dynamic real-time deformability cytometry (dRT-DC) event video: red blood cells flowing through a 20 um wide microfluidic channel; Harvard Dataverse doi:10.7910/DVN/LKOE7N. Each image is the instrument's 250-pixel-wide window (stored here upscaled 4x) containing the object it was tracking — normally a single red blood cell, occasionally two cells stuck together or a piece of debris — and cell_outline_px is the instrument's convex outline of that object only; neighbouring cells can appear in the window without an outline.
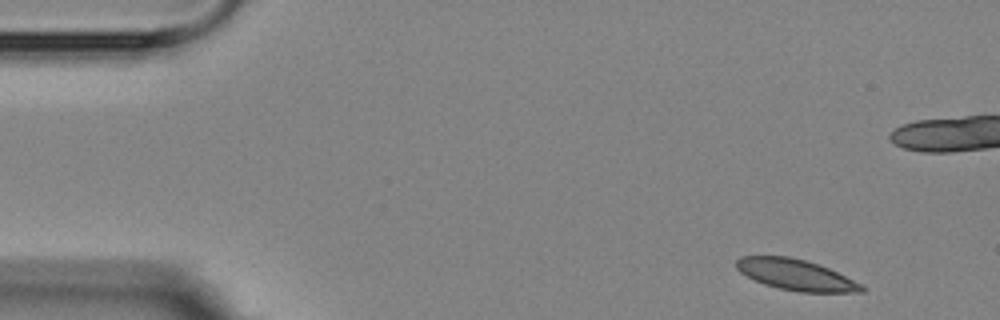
{"species": "Egyptian fruit bat (a non-hibernating species)", "species_latin": "Rousettus aegyptiacus", "temperature_condition": "room temperature", "stored_images_in_passage": 8, "camera_frame_rate_fps": 3000, "um_per_image_px": 0.085, "animal": {"sex": "female"}, "frame": {"image": 1, "passage_image": 1, "time_ms": 0.0, "image_size_px": [1000, 320], "cell_outline_px": [[864, 292], [800, 292], [780, 288], [764, 284], [740, 272], [736, 268], [736, 260], [740, 256], [788, 256], [804, 260], [828, 268], [860, 284], [864, 288]], "centroid_in_image_um": [67.6, 23.35], "position_along_channel_um": 17.4, "area_um2": 22.08}}
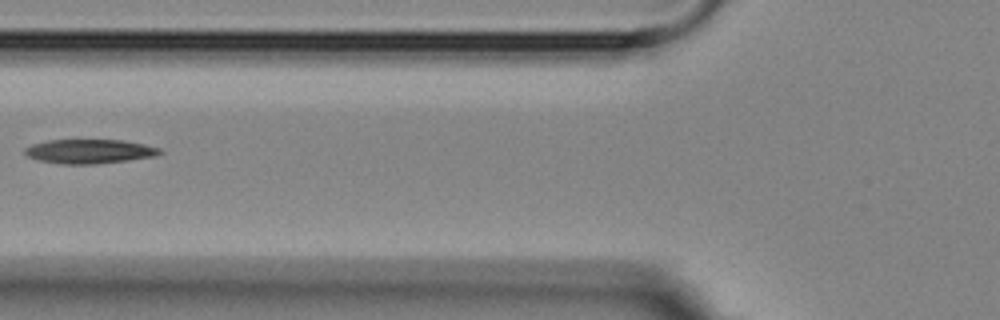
{"frame": {"image": 2, "passage_image": 7, "time_ms": 8.0, "image_size_px": [1000, 320], "cell_outline_px": [[164, 152], [156, 156], [128, 160], [96, 164], [64, 164], [40, 160], [28, 156], [24, 152], [24, 148], [32, 144], [48, 140], [124, 140], [144, 144], [160, 148]], "centroid_in_image_um": [7.64, 12.86], "position_along_channel_um": 118.2, "area_um2": 19.02}}
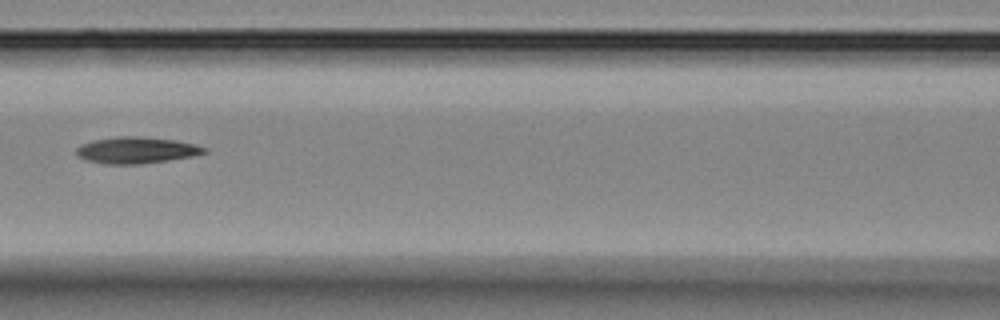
{"frame": {"image": 3, "passage_image": 8, "time_ms": 9.0, "image_size_px": [1000, 320], "cell_outline_px": [[208, 152], [192, 156], [168, 160], [140, 164], [104, 164], [84, 160], [76, 156], [76, 148], [80, 144], [92, 140], [116, 136], [136, 136], [176, 140], [208, 148]], "centroid_in_image_um": [11.53, 12.77], "position_along_channel_um": 155.1, "area_um2": 19.88}}